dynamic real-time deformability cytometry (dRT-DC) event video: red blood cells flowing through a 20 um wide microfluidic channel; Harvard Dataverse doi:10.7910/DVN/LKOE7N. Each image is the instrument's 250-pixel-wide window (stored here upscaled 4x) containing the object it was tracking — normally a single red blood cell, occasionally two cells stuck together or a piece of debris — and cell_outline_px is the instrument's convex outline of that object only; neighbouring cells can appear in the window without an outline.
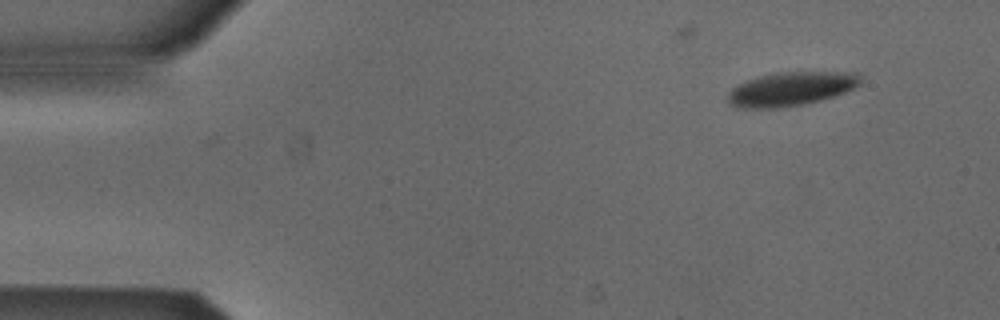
{"species": "Egyptian fruit bat (a non-hibernating species)", "species_latin": "Rousettus aegyptiacus", "temperature_condition": "cold", "stored_images_in_passage": 3, "camera_frame_rate_fps": 3000, "um_per_image_px": 0.085, "animal": {"sex": "male"}, "frame": {"image": 1, "passage_image": 1, "time_ms": 0.0, "image_size_px": [1000, 320], "cell_outline_px": [[860, 84], [844, 92], [820, 100], [804, 104], [776, 108], [736, 108], [728, 104], [728, 92], [732, 88], [748, 80], [760, 76], [776, 72], [860, 72]], "centroid_in_image_um": [67.21, 7.56], "position_along_channel_um": 17.8, "area_um2": 26.07}}